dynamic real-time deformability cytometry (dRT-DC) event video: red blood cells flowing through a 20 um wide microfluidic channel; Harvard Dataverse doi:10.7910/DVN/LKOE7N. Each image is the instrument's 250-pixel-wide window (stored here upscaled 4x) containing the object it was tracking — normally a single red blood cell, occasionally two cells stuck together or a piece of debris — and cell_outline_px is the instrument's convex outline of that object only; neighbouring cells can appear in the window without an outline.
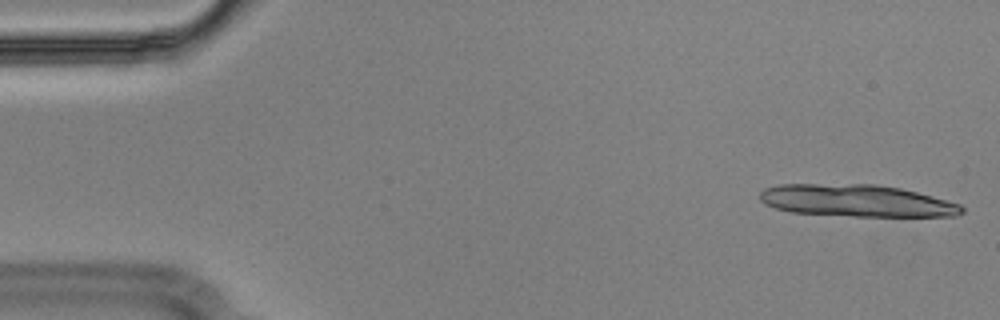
{"species": "Egyptian fruit bat (a non-hibernating species)", "species_latin": "Rousettus aegyptiacus", "temperature_condition": "cold", "stored_images_in_passage": 12, "camera_frame_rate_fps": 3000, "um_per_image_px": 0.085, "animal": {"sex": "male"}, "frame": {"image": 1, "passage_image": 1, "time_ms": 0.0, "image_size_px": [1000, 320], "cell_outline_px": [[964, 212], [956, 216], [852, 216], [792, 212], [776, 208], [764, 204], [760, 200], [760, 192], [764, 188], [780, 184], [876, 184], [900, 188], [932, 196], [960, 204], [964, 208]], "centroid_in_image_um": [72.8, 17.05], "position_along_channel_um": 12.2, "area_um2": 37.74}}